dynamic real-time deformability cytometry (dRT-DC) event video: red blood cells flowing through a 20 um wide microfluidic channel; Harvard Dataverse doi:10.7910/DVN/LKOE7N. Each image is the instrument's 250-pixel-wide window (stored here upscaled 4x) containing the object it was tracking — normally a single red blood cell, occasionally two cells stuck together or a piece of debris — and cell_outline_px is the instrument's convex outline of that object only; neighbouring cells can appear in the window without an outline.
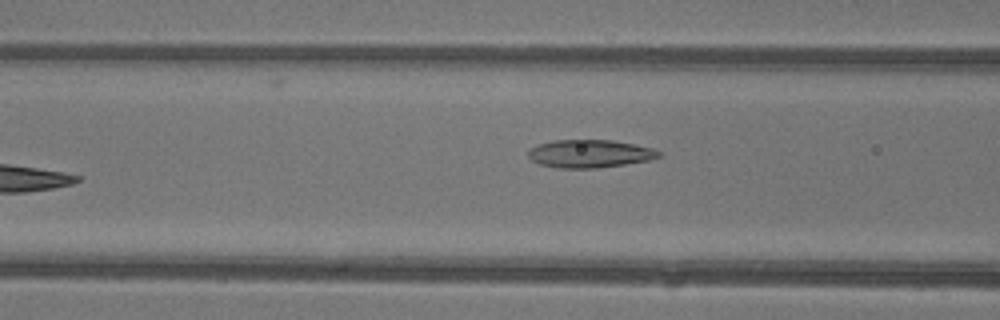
{"species": "common noctule bat (a hibernating species)", "species_latin": "Nyctalus noctula", "temperature_condition": "warm", "stored_images_in_passage": 5, "camera_frame_rate_fps": 3000, "um_per_image_px": 0.085, "animal": {"sex": "female"}, "frame": {"image": 1, "passage_image": 5, "time_ms": 1.333, "image_size_px": [1000, 320], "cell_outline_px": [[664, 156], [652, 160], [596, 168], [556, 168], [540, 164], [532, 160], [528, 156], [528, 148], [540, 144], [556, 140], [612, 140], [652, 148], [664, 152]], "centroid_in_image_um": [50.18, 13.07], "position_along_channel_um": 116.4, "area_um2": 21.39}}